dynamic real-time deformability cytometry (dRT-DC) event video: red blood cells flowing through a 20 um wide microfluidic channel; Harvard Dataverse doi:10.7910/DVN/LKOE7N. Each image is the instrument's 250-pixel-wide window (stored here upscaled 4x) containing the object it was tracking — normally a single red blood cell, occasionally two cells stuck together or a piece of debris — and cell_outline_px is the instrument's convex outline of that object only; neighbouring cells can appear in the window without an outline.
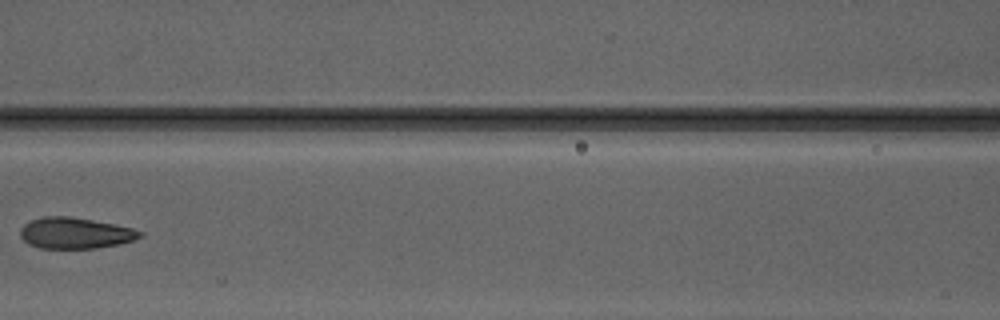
{"species": "Egyptian fruit bat (a non-hibernating species)", "species_latin": "Rousettus aegyptiacus", "temperature_condition": "warm", "stored_images_in_passage": 7, "camera_frame_rate_fps": 3000, "um_per_image_px": 0.085, "animal": {"sex": "male"}, "frame": {"image": 1, "passage_image": 7, "time_ms": 8.0, "image_size_px": [1000, 320], "cell_outline_px": [[144, 236], [120, 244], [96, 248], [40, 248], [28, 244], [20, 236], [20, 228], [24, 224], [32, 220], [44, 216], [68, 216], [92, 220], [132, 228], [144, 232]], "centroid_in_image_um": [6.39, 19.81], "position_along_channel_um": 160.2, "area_um2": 21.62}}